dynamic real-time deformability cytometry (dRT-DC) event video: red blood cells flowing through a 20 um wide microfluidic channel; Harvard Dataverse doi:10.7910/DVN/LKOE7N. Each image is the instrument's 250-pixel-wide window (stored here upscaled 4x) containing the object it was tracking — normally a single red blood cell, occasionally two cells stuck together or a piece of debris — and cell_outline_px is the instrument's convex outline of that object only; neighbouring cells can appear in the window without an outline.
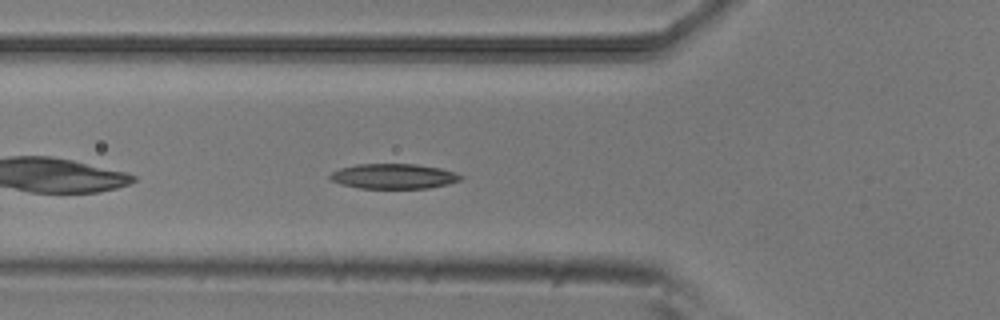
{"species": "common noctule bat (a hibernating species)", "species_latin": "Nyctalus noctula", "temperature_condition": "room temperature", "stored_images_in_passage": 14, "camera_frame_rate_fps": 3000, "um_per_image_px": 0.085, "animal": {"sex": "male", "body_mass_g": 20.5, "forearm_length_mm": 52.5}, "frame": {"image": 1, "passage_image": 5, "time_ms": 1.333, "image_size_px": [1000, 320], "cell_outline_px": [[464, 176], [460, 180], [448, 184], [428, 188], [360, 188], [340, 184], [332, 180], [328, 176], [332, 172], [340, 168], [356, 164], [416, 164], [440, 168], [456, 172]], "centroid_in_image_um": [33.47, 14.98], "position_along_channel_um": 92.3, "area_um2": 19.07}}